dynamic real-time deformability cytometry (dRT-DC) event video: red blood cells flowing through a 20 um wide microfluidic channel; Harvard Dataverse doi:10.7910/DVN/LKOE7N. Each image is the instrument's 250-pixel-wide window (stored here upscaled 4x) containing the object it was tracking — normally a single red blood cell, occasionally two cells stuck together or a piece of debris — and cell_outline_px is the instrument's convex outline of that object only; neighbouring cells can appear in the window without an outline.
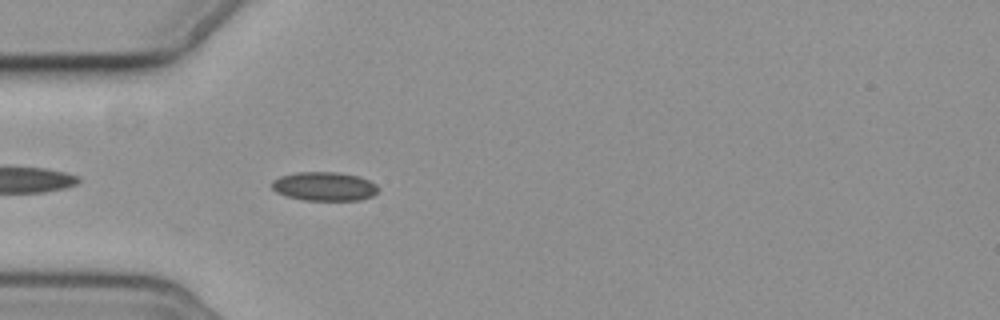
{"species": "common noctule bat (a hibernating species)", "species_latin": "Nyctalus noctula", "temperature_condition": "cold", "stored_images_in_passage": 2, "camera_frame_rate_fps": 3000, "um_per_image_px": 0.085, "animal": {"sex": "female", "body_mass_g": 19.3, "forearm_length_mm": 54.1}, "frame": {"image": 1, "passage_image": 2, "time_ms": 1.333, "image_size_px": [1000, 320], "cell_outline_px": [[380, 188], [372, 196], [360, 200], [304, 200], [288, 196], [276, 192], [272, 188], [272, 180], [280, 176], [296, 172], [336, 172], [360, 176], [376, 184]], "centroid_in_image_um": [27.58, 15.83], "position_along_channel_um": 57.4, "area_um2": 17.92}}